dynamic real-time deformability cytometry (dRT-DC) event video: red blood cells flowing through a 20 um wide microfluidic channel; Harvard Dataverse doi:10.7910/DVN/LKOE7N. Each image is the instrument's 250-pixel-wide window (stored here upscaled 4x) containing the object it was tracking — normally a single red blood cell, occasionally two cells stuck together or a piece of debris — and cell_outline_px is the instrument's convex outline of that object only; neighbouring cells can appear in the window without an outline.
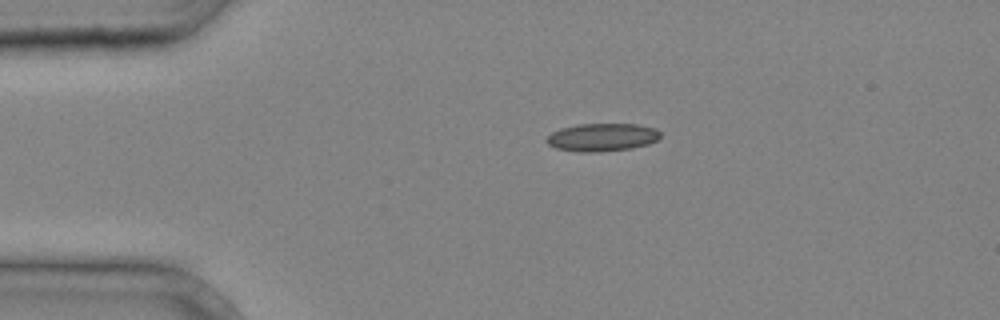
{"species": "common noctule bat (a hibernating species)", "species_latin": "Nyctalus noctula", "temperature_condition": "cold", "stored_images_in_passage": 3, "camera_frame_rate_fps": 3000, "um_per_image_px": 0.085, "animal": {"sex": "male", "body_mass_g": 20.4}, "frame": {"image": 1, "passage_image": 1, "time_ms": 0.0, "image_size_px": [1000, 320], "cell_outline_px": [[660, 136], [656, 140], [648, 144], [632, 148], [600, 152], [576, 152], [556, 148], [548, 144], [544, 140], [552, 132], [560, 128], [576, 124], [636, 124], [656, 128], [660, 132]], "centroid_in_image_um": [51.15, 11.67], "position_along_channel_um": 33.8, "area_um2": 18.67}}
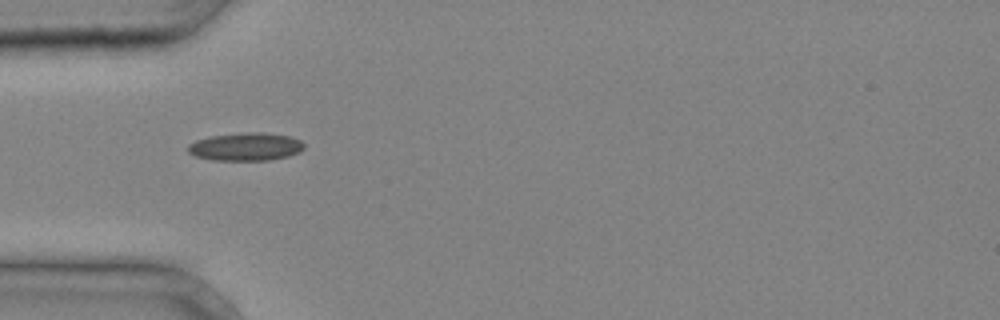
{"frame": {"image": 2, "passage_image": 2, "time_ms": 0.333, "image_size_px": [1000, 320], "cell_outline_px": [[304, 148], [300, 152], [288, 156], [268, 160], [212, 160], [196, 156], [188, 152], [188, 144], [196, 140], [212, 136], [248, 132], [264, 132], [292, 136], [300, 140], [304, 144]], "centroid_in_image_um": [20.92, 12.46], "position_along_channel_um": 64.1, "area_um2": 18.96}}